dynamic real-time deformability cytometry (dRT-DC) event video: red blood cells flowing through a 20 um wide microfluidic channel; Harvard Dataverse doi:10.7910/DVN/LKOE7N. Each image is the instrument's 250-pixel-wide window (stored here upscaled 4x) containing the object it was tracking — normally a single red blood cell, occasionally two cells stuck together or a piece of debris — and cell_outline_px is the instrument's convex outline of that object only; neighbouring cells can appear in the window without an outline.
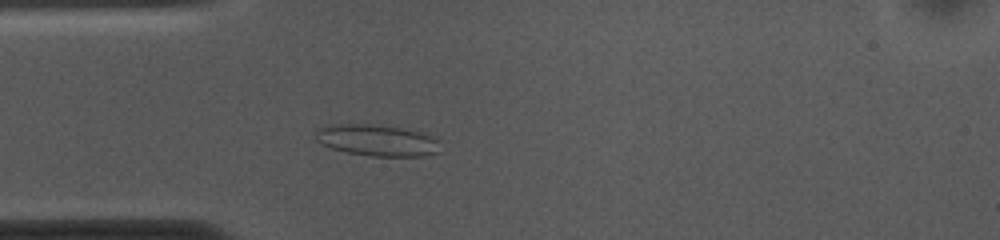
{"species": "common noctule bat (a hibernating species)", "species_latin": "Nyctalus noctula", "temperature_condition": "cold", "stored_images_in_passage": 46, "camera_frame_rate_fps": 3000, "um_per_image_px": 0.085, "animal": {"sex": "female", "body_mass_g": 10.0, "forearm_length_mm": 53.1}, "frame": {"image": 1, "passage_image": 7, "time_ms": 2.0, "image_size_px": [1000, 240], "cell_outline_px": [[440, 152], [424, 156], [372, 156], [348, 152], [332, 148], [320, 144], [316, 140], [316, 132], [320, 128], [336, 124], [368, 124], [400, 128], [440, 136]], "centroid_in_image_um": [32.14, 11.93], "position_along_channel_um": 52.9, "area_um2": 22.95}}
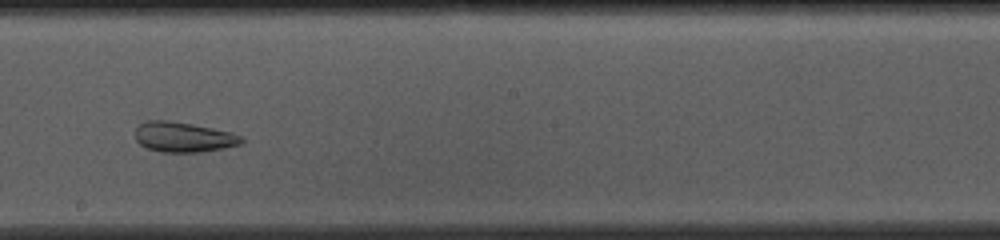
{"frame": {"image": 2, "passage_image": 22, "time_ms": 7.0, "image_size_px": [1000, 240], "cell_outline_px": [[244, 140], [240, 144], [224, 148], [200, 152], [160, 152], [148, 148], [140, 144], [136, 140], [136, 128], [144, 120], [168, 120], [192, 124], [232, 132], [244, 136]], "centroid_in_image_um": [15.61, 11.64], "position_along_channel_um": 232.6, "area_um2": 18.73}}
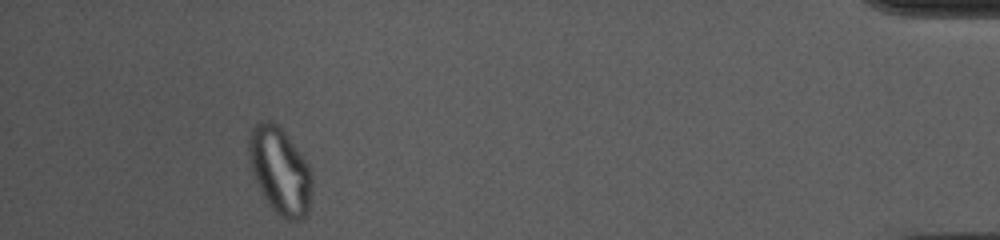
{"frame": {"image": 3, "passage_image": 42, "time_ms": 13.667, "image_size_px": [1000, 240], "cell_outline_px": [[312, 184], [308, 212], [304, 220], [288, 220], [280, 216], [268, 204], [256, 180], [252, 168], [248, 152], [248, 136], [256, 120], [272, 120], [284, 132], [308, 164], [312, 172]], "centroid_in_image_um": [23.8, 14.5], "position_along_channel_um": 411.4, "area_um2": 31.79}, "authors_computed_cell_mechanics": {"area_um2": 23.8425, "velocity_mm_per_s": 3.676, "shape_relaxation_time_tau1_ms": null, "shape_relaxation_time_tau2_ms": 1.9644, "deformation_change_tau1": null, "deformation_change_tau2": 0.0684}}